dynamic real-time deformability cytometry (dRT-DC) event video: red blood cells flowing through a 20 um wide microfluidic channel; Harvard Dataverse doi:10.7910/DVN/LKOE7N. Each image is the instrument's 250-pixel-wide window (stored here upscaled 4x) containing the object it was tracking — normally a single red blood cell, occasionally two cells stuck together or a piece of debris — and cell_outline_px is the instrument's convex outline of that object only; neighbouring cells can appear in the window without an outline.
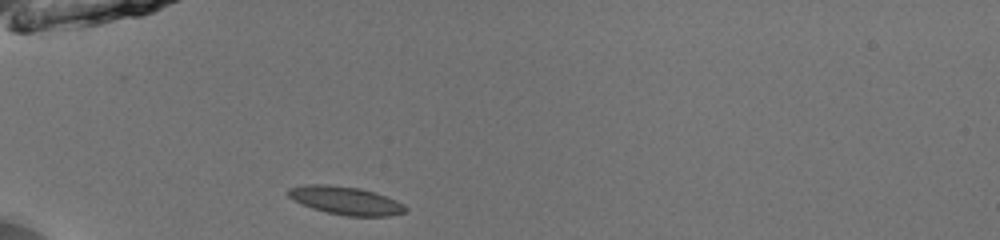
{"species": "common noctule bat (a hibernating species)", "species_latin": "Nyctalus noctula", "temperature_condition": "room temperature", "stored_images_in_passage": 35, "camera_frame_rate_fps": 3000, "um_per_image_px": 0.085, "animal": {"sex": "male", "body_mass_g": 13.0, "forearm_length_mm": 53.1}, "frame": {"image": 1, "passage_image": 1, "time_ms": 0.0, "image_size_px": [1000, 240], "cell_outline_px": [[408, 208], [404, 212], [388, 216], [348, 216], [328, 212], [312, 208], [288, 196], [288, 188], [304, 184], [328, 184], [360, 188], [376, 192], [396, 200], [404, 204]], "centroid_in_image_um": [29.41, 17.03], "position_along_channel_um": 55.6, "area_um2": 19.13}}
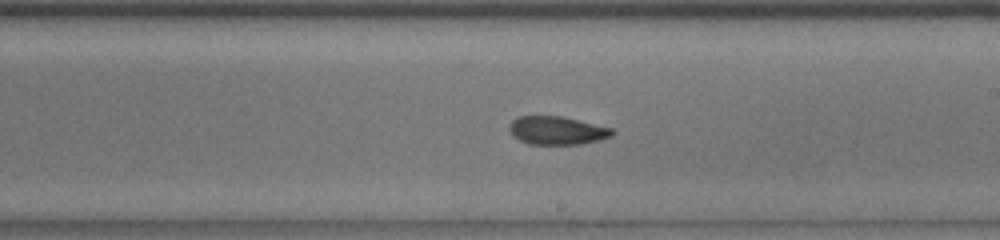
{"frame": {"image": 2, "passage_image": 16, "time_ms": 5.0, "image_size_px": [1000, 240], "cell_outline_px": [[616, 132], [612, 136], [600, 140], [580, 144], [528, 144], [512, 136], [508, 128], [508, 124], [516, 116], [560, 116], [612, 128]], "centroid_in_image_um": [47.31, 11.09], "position_along_channel_um": 241.7, "area_um2": 17.05}}
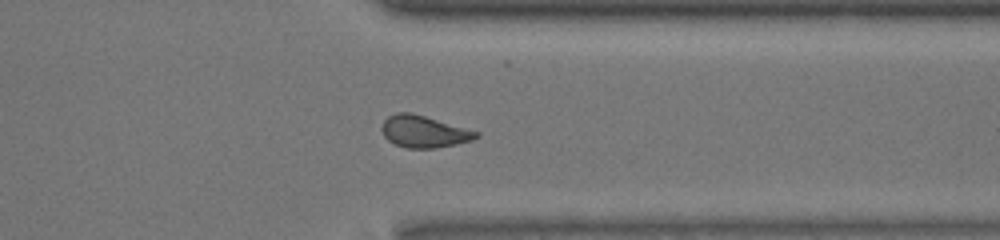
{"frame": {"image": 3, "passage_image": 26, "time_ms": 8.333, "image_size_px": [1000, 240], "cell_outline_px": [[480, 136], [472, 140], [456, 144], [432, 148], [404, 148], [388, 140], [384, 136], [380, 128], [384, 120], [388, 116], [396, 112], [412, 112], [480, 132]], "centroid_in_image_um": [36.02, 11.17], "position_along_channel_um": 375.4, "area_um2": 17.63}, "authors_computed_cell_mechanics": {"area_um2": 17.5712, "velocity_mm_per_s": 4.0185, "shape_relaxation_time_tau1_ms": 5.3266, "shape_relaxation_time_tau2_ms": 2.2866, "deformation_change_tau1": 0.1437, "deformation_change_tau2": 0.0776}}